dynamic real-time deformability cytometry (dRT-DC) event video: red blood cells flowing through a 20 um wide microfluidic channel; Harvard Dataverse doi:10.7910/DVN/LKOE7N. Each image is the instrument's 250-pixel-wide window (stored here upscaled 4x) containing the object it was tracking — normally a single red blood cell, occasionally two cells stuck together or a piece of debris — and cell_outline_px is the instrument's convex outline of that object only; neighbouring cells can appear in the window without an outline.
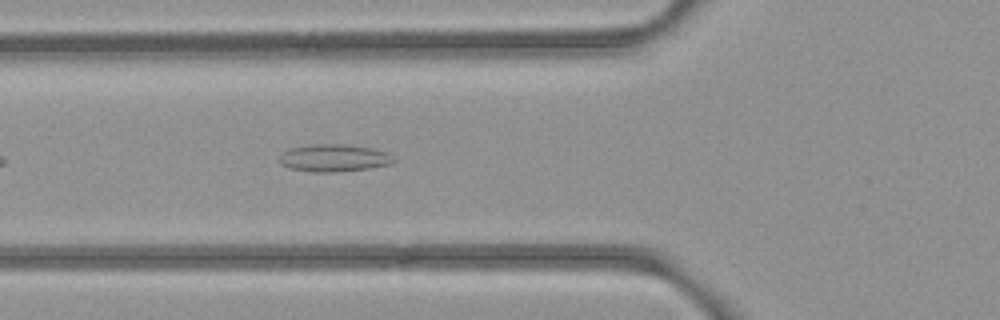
{"species": "common noctule bat (a hibernating species)", "species_latin": "Nyctalus noctula", "temperature_condition": "room temperature", "stored_images_in_passage": 39, "camera_frame_rate_fps": 3000, "um_per_image_px": 0.085, "animal": {"sex": "female", "body_mass_g": 21.9}, "frame": {"image": 1, "passage_image": 6, "time_ms": 1.667, "image_size_px": [1000, 320], "cell_outline_px": [[396, 160], [392, 164], [372, 168], [340, 172], [312, 172], [288, 168], [280, 164], [280, 156], [288, 148], [312, 144], [344, 144], [372, 148], [388, 152]], "centroid_in_image_um": [28.41, 13.43], "position_along_channel_um": 97.4, "area_um2": 18.55}}
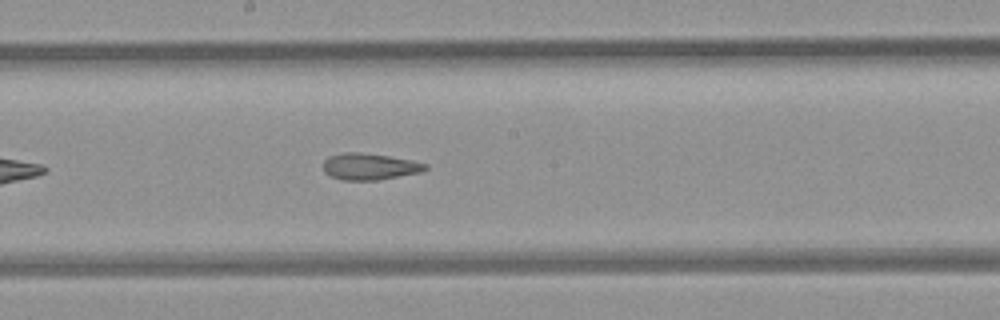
{"frame": {"image": 2, "passage_image": 15, "time_ms": 4.667, "image_size_px": [1000, 320], "cell_outline_px": [[428, 168], [420, 172], [380, 180], [344, 180], [332, 176], [324, 172], [324, 160], [328, 156], [344, 152], [360, 152], [388, 156], [412, 160], [428, 164]], "centroid_in_image_um": [31.42, 14.15], "position_along_channel_um": 216.8, "area_um2": 15.78}}
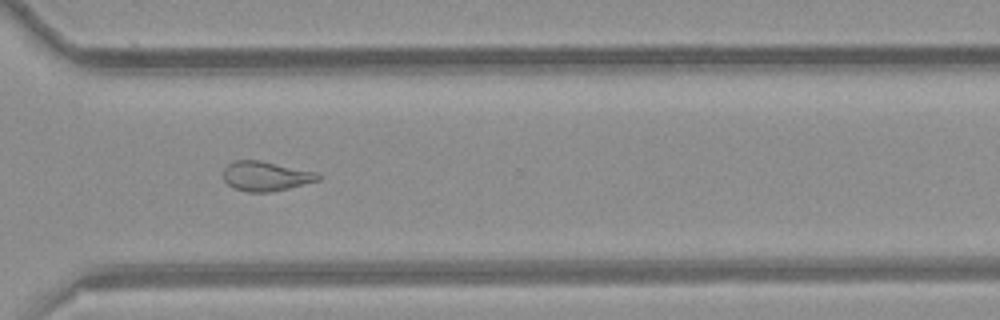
{"frame": {"image": 3, "passage_image": 25, "time_ms": 8.0, "image_size_px": [1000, 320], "cell_outline_px": [[324, 176], [320, 180], [272, 192], [248, 192], [232, 188], [224, 180], [224, 168], [228, 164], [236, 160], [260, 160], [316, 172]], "centroid_in_image_um": [22.6, 14.98], "position_along_channel_um": 348.0, "area_um2": 16.42}, "authors_computed_cell_mechanics": {"area_um2": 16.8198, "velocity_mm_per_s": 3.9461, "shape_relaxation_time_tau1_ms": null, "shape_relaxation_time_tau2_ms": 3.8437, "deformation_change_tau1": null, "deformation_change_tau2": 0.1162}}